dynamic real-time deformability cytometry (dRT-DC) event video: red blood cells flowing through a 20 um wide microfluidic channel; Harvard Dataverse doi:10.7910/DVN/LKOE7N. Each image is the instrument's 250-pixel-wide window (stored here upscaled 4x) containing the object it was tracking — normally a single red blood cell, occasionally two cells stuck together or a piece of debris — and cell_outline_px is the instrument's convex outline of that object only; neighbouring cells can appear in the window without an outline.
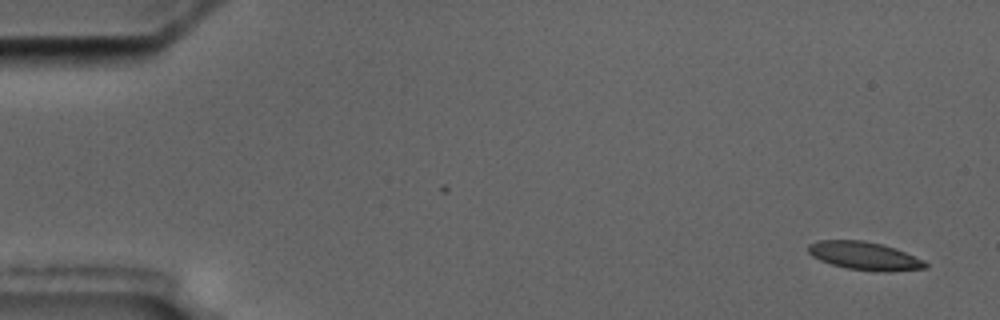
{"species": "common noctule bat (a hibernating species)", "species_latin": "Nyctalus noctula", "temperature_condition": "cold", "stored_images_in_passage": 2, "camera_frame_rate_fps": 3000, "um_per_image_px": 0.085, "animal": {"sex": "male", "body_mass_g": 17.5, "forearm_length_mm": 52.3}, "frame": {"image": 1, "passage_image": 2, "time_ms": 2.0, "image_size_px": [1000, 320], "cell_outline_px": [[928, 268], [888, 272], [884, 272], [848, 268], [832, 264], [820, 260], [812, 256], [808, 252], [808, 244], [816, 240], [864, 240], [896, 248], [924, 260], [928, 264]], "centroid_in_image_um": [73.5, 21.74], "position_along_channel_um": 11.5, "area_um2": 19.25}}